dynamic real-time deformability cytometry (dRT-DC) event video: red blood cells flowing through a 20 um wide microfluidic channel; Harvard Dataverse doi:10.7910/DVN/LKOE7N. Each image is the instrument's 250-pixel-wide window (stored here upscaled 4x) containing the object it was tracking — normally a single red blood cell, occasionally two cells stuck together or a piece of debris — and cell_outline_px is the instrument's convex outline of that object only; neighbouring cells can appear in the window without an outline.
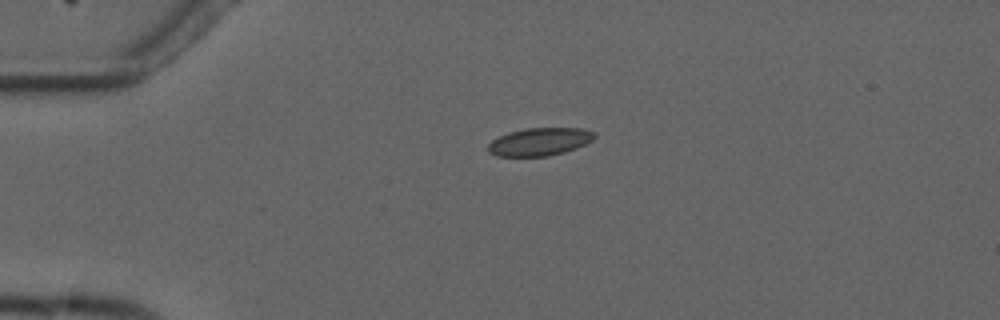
{"species": "common noctule bat (a hibernating species)", "species_latin": "Nyctalus noctula", "temperature_condition": "cold", "stored_images_in_passage": 1, "camera_frame_rate_fps": 3000, "um_per_image_px": 0.085, "animal": {"sex": "male", "forearm_length_mm": 52.5}, "frame": {"image": 1, "passage_image": 1, "time_ms": 0.0, "image_size_px": [1000, 320], "cell_outline_px": [[596, 136], [592, 140], [576, 148], [564, 152], [548, 156], [496, 156], [488, 152], [488, 144], [492, 140], [508, 132], [528, 128], [584, 128], [596, 132]], "centroid_in_image_um": [45.88, 12.04], "position_along_channel_um": 39.1, "area_um2": 17.28}}